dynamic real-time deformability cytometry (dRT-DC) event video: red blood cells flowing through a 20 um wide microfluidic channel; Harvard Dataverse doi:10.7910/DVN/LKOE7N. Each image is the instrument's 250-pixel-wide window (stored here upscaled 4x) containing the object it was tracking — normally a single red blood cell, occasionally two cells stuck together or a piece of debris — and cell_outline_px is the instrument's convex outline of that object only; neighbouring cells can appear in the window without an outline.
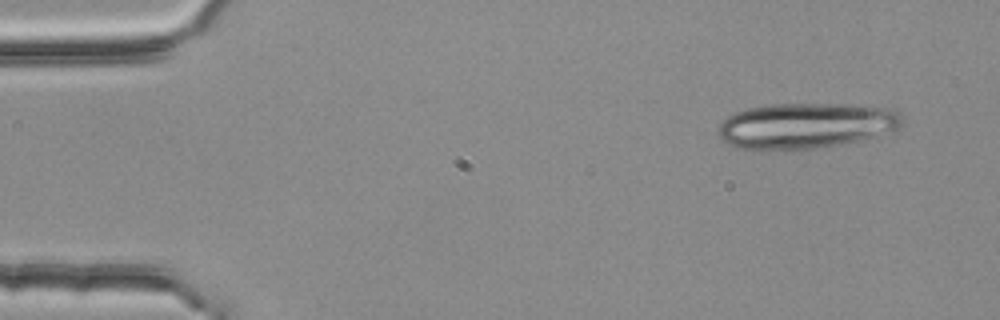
{"species": "common noctule bat (a hibernating species)", "species_latin": "Nyctalus noctula", "temperature_condition": "room temperature", "stored_images_in_passage": 5, "segment_of_instrument_passage": [1, 2], "camera_frame_rate_fps": 3000, "um_per_image_px": 0.085, "animal": {"sex": "female", "body_mass_g": 25.1}, "frame": {"image": 1, "passage_image": 1, "time_ms": 0.0, "image_size_px": [1000, 320], "cell_outline_px": [[904, 124], [900, 128], [876, 136], [860, 140], [840, 144], [816, 148], [760, 152], [736, 148], [728, 144], [720, 136], [720, 124], [728, 116], [736, 112], [748, 108], [768, 104], [848, 104], [896, 108], [900, 112], [904, 120]], "centroid_in_image_um": [68.53, 10.69], "position_along_channel_um": 16.5, "area_um2": 49.77}}